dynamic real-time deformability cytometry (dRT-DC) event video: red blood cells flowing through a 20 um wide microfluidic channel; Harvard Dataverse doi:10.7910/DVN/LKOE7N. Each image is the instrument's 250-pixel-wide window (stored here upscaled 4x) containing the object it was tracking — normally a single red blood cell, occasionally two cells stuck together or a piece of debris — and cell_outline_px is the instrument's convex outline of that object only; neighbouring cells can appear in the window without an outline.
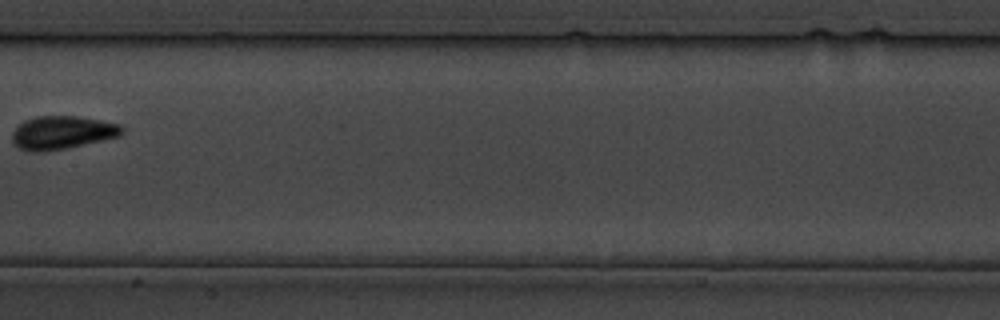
{"species": "common noctule bat (a hibernating species)", "species_latin": "Nyctalus noctula", "temperature_condition": "cold", "stored_images_in_passage": 33, "camera_frame_rate_fps": 3000, "um_per_image_px": 0.085, "animal": {"sex": "male", "body_mass_g": 19.5, "forearm_length_mm": 54.6}, "frame": {"image": 1, "passage_image": 18, "time_ms": 20.333, "image_size_px": [1000, 320], "cell_outline_px": [[124, 132], [120, 136], [64, 148], [44, 152], [32, 152], [20, 148], [12, 140], [12, 132], [24, 120], [36, 116], [76, 116], [100, 120], [120, 124], [124, 128]], "centroid_in_image_um": [5.29, 11.26], "position_along_channel_um": 202.1, "area_um2": 21.1}}